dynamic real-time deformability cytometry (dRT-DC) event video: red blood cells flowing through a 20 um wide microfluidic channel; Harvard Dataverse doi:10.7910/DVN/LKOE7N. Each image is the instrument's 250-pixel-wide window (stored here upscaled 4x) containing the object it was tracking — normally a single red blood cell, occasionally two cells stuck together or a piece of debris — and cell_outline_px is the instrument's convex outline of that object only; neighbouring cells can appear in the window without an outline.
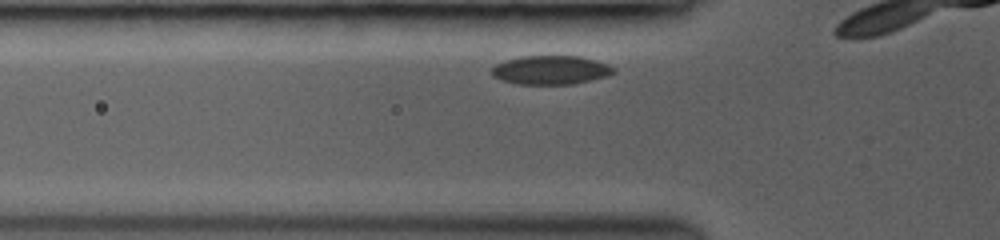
{"species": "common noctule bat (a hibernating species)", "species_latin": "Nyctalus noctula", "temperature_condition": "room temperature", "stored_images_in_passage": 4, "segment_of_instrument_passage": [2, 2], "camera_frame_rate_fps": 3000, "um_per_image_px": 0.085, "animal": {"sex": "female", "body_mass_g": 19.0, "forearm_length_mm": 53.3}, "frame": {"image": 1, "passage_image": 4, "time_ms": 2.667, "image_size_px": [1000, 240], "cell_outline_px": [[616, 72], [608, 76], [572, 84], [516, 84], [500, 80], [492, 76], [492, 68], [496, 64], [504, 60], [520, 56], [580, 56], [596, 60], [608, 64], [616, 68]], "centroid_in_image_um": [46.82, 5.95], "position_along_channel_um": 79.0, "area_um2": 20.69}}